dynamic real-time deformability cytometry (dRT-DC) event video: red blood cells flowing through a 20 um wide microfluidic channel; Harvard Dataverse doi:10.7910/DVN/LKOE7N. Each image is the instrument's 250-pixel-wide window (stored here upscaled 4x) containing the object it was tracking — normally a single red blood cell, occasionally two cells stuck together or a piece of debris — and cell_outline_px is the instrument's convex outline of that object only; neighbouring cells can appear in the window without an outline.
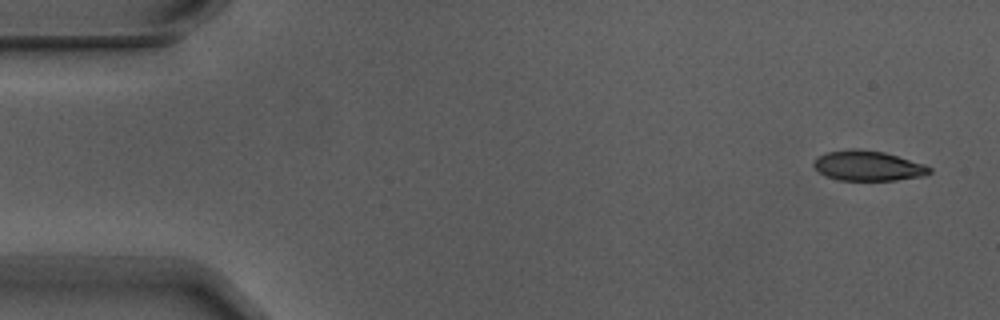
{"species": "Egyptian fruit bat (a non-hibernating species)", "species_latin": "Rousettus aegyptiacus", "temperature_condition": "warm", "stored_images_in_passage": 5, "camera_frame_rate_fps": 3000, "um_per_image_px": 0.085, "animal": {"sex": "male"}, "frame": {"image": 1, "passage_image": 1, "time_ms": 0.0, "image_size_px": [1000, 320], "cell_outline_px": [[932, 172], [924, 176], [896, 180], [840, 180], [828, 176], [820, 172], [812, 164], [820, 156], [828, 152], [852, 148], [860, 148], [884, 152], [924, 164], [932, 168]], "centroid_in_image_um": [73.83, 14.09], "position_along_channel_um": 11.2, "area_um2": 20.11}}
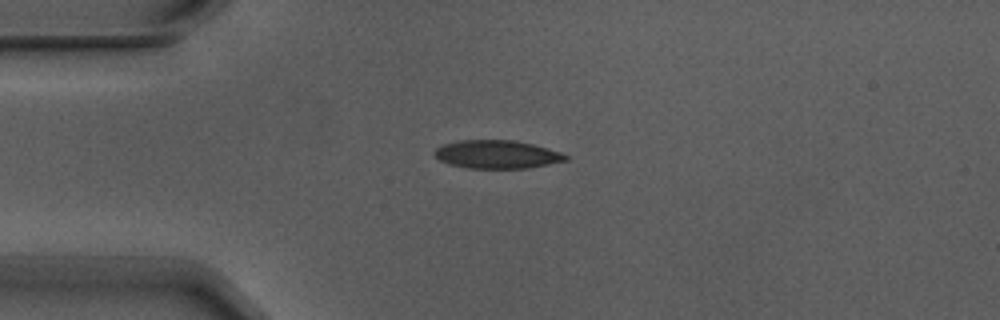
{"frame": {"image": 2, "passage_image": 4, "time_ms": 1.0, "image_size_px": [1000, 320], "cell_outline_px": [[568, 160], [528, 168], [468, 168], [448, 164], [440, 160], [432, 152], [436, 148], [444, 144], [456, 140], [516, 140], [532, 144], [560, 152], [568, 156]], "centroid_in_image_um": [42.21, 13.12], "position_along_channel_um": 42.8, "area_um2": 21.56}}